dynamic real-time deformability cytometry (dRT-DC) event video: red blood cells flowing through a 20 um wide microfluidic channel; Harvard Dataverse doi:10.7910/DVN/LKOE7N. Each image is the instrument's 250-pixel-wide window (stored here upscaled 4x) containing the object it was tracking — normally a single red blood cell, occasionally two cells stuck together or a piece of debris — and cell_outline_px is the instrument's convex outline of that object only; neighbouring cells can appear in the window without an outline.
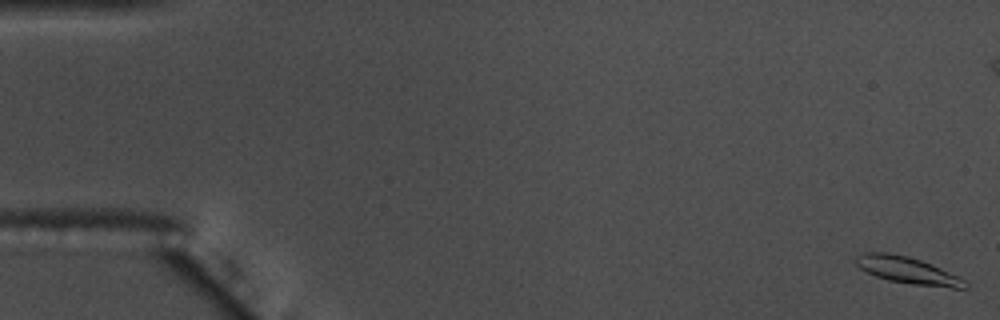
{"species": "common noctule bat (a hibernating species)", "species_latin": "Nyctalus noctula", "temperature_condition": "warm", "stored_images_in_passage": 59, "camera_frame_rate_fps": 3000, "um_per_image_px": 0.085, "animal": {"sex": "male", "body_mass_g": 17.5, "forearm_length_mm": 52.3}, "frame": {"image": 1, "passage_image": 1, "time_ms": 0.0, "image_size_px": [1000, 320], "cell_outline_px": [[968, 288], [952, 288], [912, 284], [888, 280], [876, 276], [860, 268], [852, 260], [856, 256], [864, 252], [888, 252], [908, 256], [920, 260], [940, 268], [964, 280], [968, 284]], "centroid_in_image_um": [77.09, 22.97], "position_along_channel_um": 7.9, "area_um2": 16.94}}
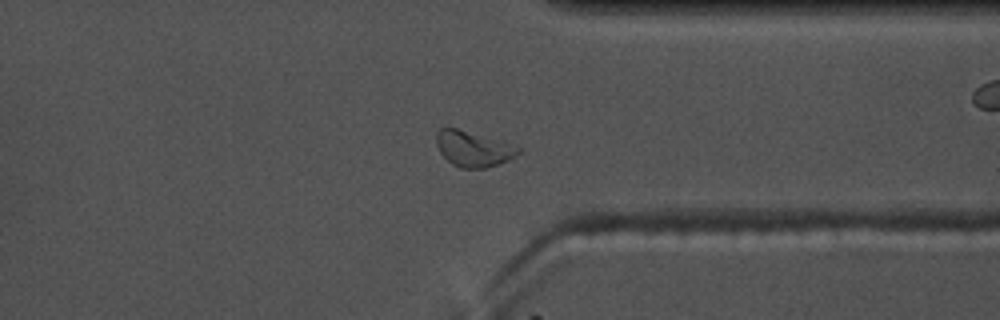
{"frame": {"image": 2, "passage_image": 45, "time_ms": 14.667, "image_size_px": [1000, 320], "cell_outline_px": [[520, 152], [516, 156], [508, 160], [484, 168], [460, 168], [452, 164], [440, 152], [436, 144], [436, 132], [440, 128], [456, 128], [504, 140], [520, 148]], "centroid_in_image_um": [40.24, 12.63], "position_along_channel_um": 371.2, "area_um2": 17.05}}
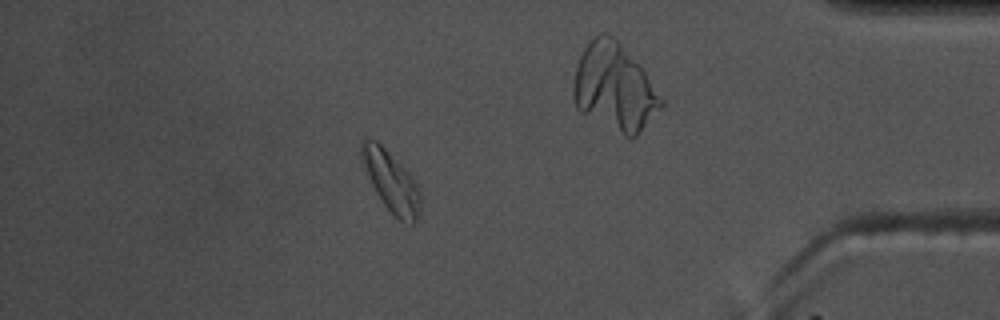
{"frame": {"image": 3, "passage_image": 51, "time_ms": 16.667, "image_size_px": [1000, 320], "cell_outline_px": [[420, 212], [416, 224], [412, 224], [400, 220], [384, 204], [376, 192], [372, 184], [360, 156], [360, 140], [364, 136], [376, 140], [408, 172], [416, 184], [420, 192]], "centroid_in_image_um": [33.23, 15.4], "position_along_channel_um": 402.0, "area_um2": 20.4}, "authors_computed_cell_mechanics": {"area_um2": 16.9354, "velocity_mm_per_s": 3.5744, "shape_relaxation_time_tau1_ms": 2.6755, "shape_relaxation_time_tau2_ms": 8.1189, "deformation_change_tau1": 0.1255, "deformation_change_tau2": 0.125}}